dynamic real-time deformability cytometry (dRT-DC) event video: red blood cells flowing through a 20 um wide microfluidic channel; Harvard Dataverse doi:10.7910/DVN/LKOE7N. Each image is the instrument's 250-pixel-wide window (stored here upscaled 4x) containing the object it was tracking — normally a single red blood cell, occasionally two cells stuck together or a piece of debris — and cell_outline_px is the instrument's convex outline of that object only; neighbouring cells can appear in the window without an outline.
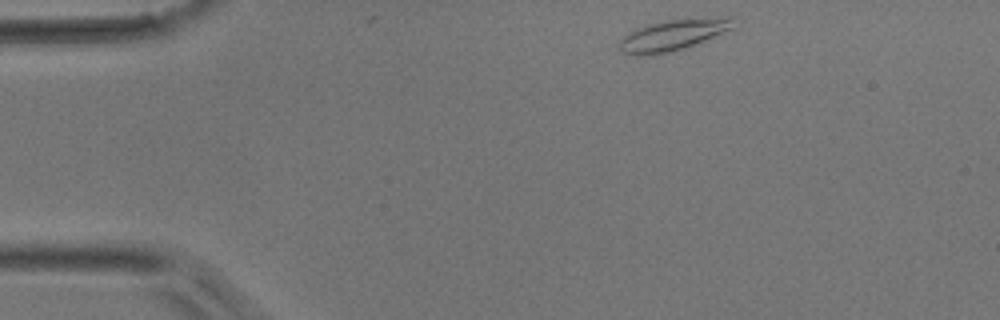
{"species": "common noctule bat (a hibernating species)", "species_latin": "Nyctalus noctula", "temperature_condition": "room temperature", "stored_images_in_passage": 3, "camera_frame_rate_fps": 3000, "um_per_image_px": 0.085, "animal": {"sex": "male", "body_mass_g": 17.9}, "frame": {"image": 1, "passage_image": 1, "time_ms": 0.0, "image_size_px": [1000, 320], "cell_outline_px": [[736, 16], [732, 28], [704, 40], [668, 52], [624, 52], [620, 48], [620, 40], [628, 32], [636, 28], [648, 24], [664, 20], [728, 16]], "centroid_in_image_um": [57.29, 2.88], "position_along_channel_um": 27.7, "area_um2": 19.59}}